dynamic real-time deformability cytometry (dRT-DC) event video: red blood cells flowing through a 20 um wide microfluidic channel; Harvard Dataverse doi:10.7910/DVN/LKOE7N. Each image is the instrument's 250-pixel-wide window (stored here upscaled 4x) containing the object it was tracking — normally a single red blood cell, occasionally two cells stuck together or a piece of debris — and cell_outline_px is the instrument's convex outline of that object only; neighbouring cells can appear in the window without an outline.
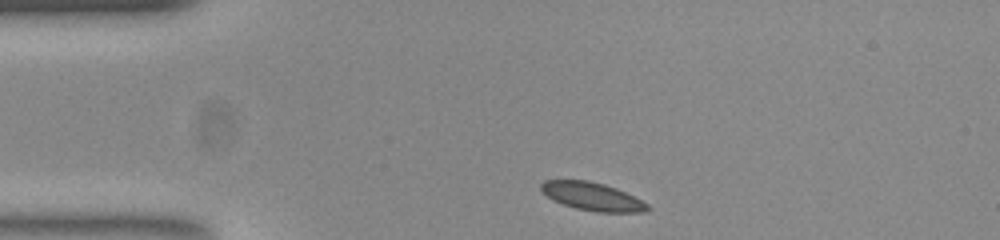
{"species": "common noctule bat (a hibernating species)", "species_latin": "Nyctalus noctula", "temperature_condition": "room temperature", "stored_images_in_passage": 38, "camera_frame_rate_fps": 3000, "um_per_image_px": 0.085, "animal": {"sex": "female", "body_mass_g": 23.0, "forearm_length_mm": 53.4}, "frame": {"image": 1, "passage_image": 1, "time_ms": 0.0, "image_size_px": [1000, 240], "cell_outline_px": [[652, 208], [644, 212], [596, 212], [576, 208], [552, 200], [540, 188], [540, 184], [544, 180], [588, 180], [604, 184], [616, 188], [648, 204]], "centroid_in_image_um": [50.34, 16.7], "position_along_channel_um": 34.7, "area_um2": 17.28}}
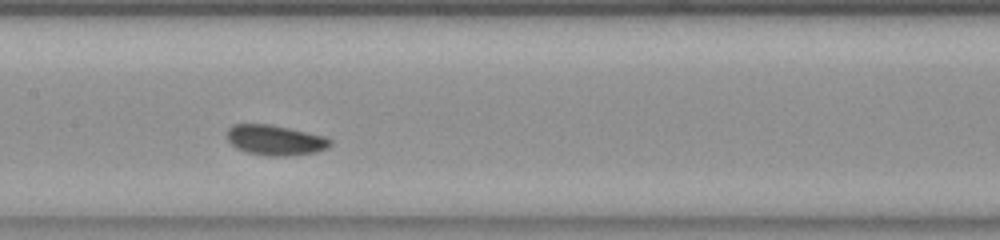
{"frame": {"image": 2, "passage_image": 16, "time_ms": 5.0, "image_size_px": [1000, 240], "cell_outline_px": [[332, 144], [328, 148], [316, 152], [288, 156], [268, 156], [248, 152], [236, 148], [228, 140], [228, 128], [232, 124], [268, 124], [288, 128], [324, 136], [332, 140]], "centroid_in_image_um": [23.41, 11.91], "position_along_channel_um": 184.0, "area_um2": 18.09}}
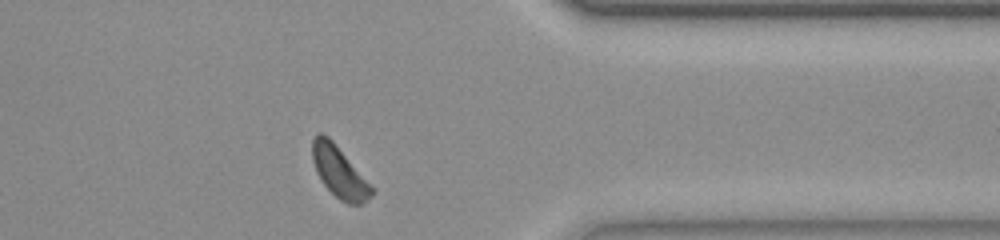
{"frame": {"image": 3, "passage_image": 33, "time_ms": 10.667, "image_size_px": [1000, 240], "cell_outline_px": [[376, 192], [368, 200], [360, 204], [348, 204], [340, 200], [324, 184], [316, 172], [312, 160], [312, 140], [320, 132], [328, 136], [332, 140], [376, 188]], "centroid_in_image_um": [28.89, 14.63], "position_along_channel_um": 382.5, "area_um2": 17.92}}